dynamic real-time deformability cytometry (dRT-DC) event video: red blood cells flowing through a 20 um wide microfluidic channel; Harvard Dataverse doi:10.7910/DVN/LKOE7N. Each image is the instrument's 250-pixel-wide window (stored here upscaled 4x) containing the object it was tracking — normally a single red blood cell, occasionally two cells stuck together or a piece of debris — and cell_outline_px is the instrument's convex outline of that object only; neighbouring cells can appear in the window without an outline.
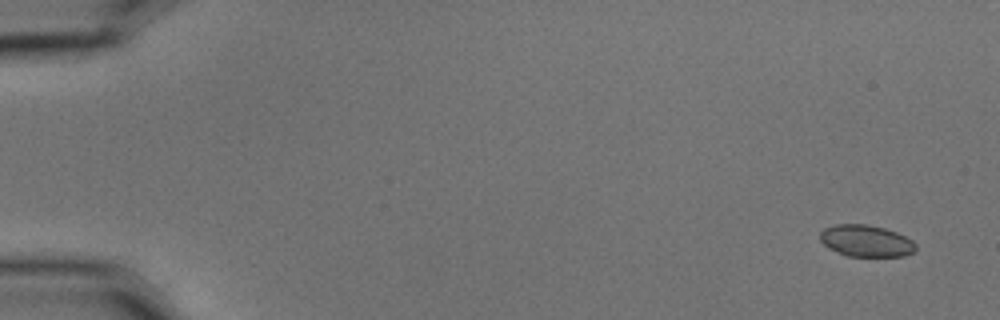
{"species": "common noctule bat (a hibernating species)", "species_latin": "Nyctalus noctula", "temperature_condition": "cold", "stored_images_in_passage": 6, "camera_frame_rate_fps": 3000, "um_per_image_px": 0.085, "animal": {"sex": "male", "body_mass_g": 15.6}, "frame": {"image": 1, "passage_image": 1, "time_ms": 0.0, "image_size_px": [1000, 320], "cell_outline_px": [[916, 248], [912, 252], [904, 256], [848, 256], [828, 248], [820, 240], [820, 232], [824, 228], [836, 224], [864, 224], [884, 228], [896, 232], [912, 240], [916, 244]], "centroid_in_image_um": [73.6, 20.47], "position_along_channel_um": 11.4, "area_um2": 17.57}}
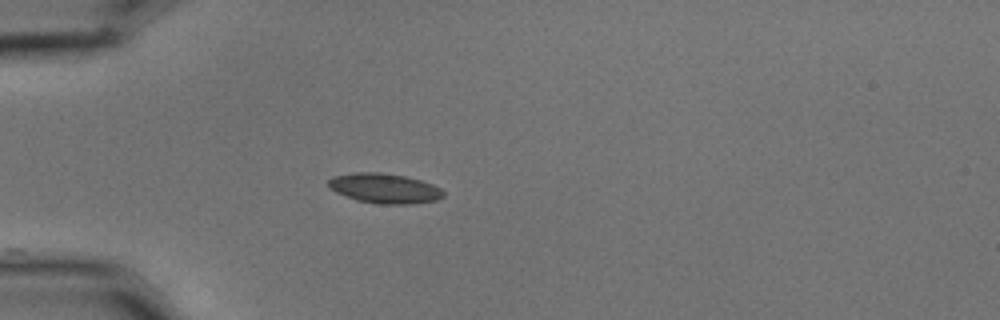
{"frame": {"image": 2, "passage_image": 5, "time_ms": 1.333, "image_size_px": [1000, 320], "cell_outline_px": [[444, 196], [436, 200], [408, 204], [376, 204], [356, 200], [336, 192], [328, 188], [328, 180], [332, 176], [352, 172], [380, 172], [404, 176], [420, 180], [432, 184], [440, 188], [444, 192]], "centroid_in_image_um": [32.64, 16.0], "position_along_channel_um": 52.4, "area_um2": 20.11}}